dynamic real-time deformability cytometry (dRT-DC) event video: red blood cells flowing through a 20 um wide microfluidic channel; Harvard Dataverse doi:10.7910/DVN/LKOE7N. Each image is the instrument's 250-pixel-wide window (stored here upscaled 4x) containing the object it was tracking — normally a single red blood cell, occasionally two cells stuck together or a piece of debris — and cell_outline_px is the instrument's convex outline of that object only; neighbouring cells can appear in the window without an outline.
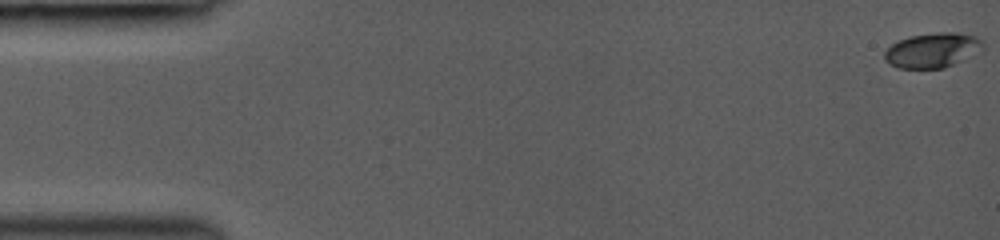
{"species": "common noctule bat (a hibernating species)", "species_latin": "Nyctalus noctula", "temperature_condition": "room temperature", "stored_images_in_passage": 46, "camera_frame_rate_fps": 3000, "um_per_image_px": 0.085, "animal": {"sex": "female", "body_mass_g": 19.0, "forearm_length_mm": 53.3}, "frame": {"image": 1, "passage_image": 1, "time_ms": 0.0, "image_size_px": [1000, 240], "cell_outline_px": [[984, 48], [944, 68], [896, 68], [888, 64], [884, 60], [884, 52], [896, 40], [912, 36], [940, 32], [960, 32], [976, 36], [984, 40]], "centroid_in_image_um": [79.24, 4.26], "position_along_channel_um": 5.8, "area_um2": 19.94}}
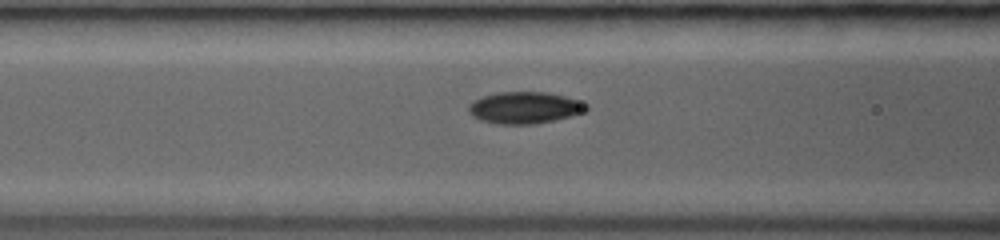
{"frame": {"image": 2, "passage_image": 20, "time_ms": 6.333, "image_size_px": [1000, 240], "cell_outline_px": [[588, 108], [584, 112], [556, 120], [536, 124], [496, 124], [480, 120], [472, 116], [468, 112], [468, 104], [472, 100], [496, 92], [548, 92], [564, 96], [588, 104]], "centroid_in_image_um": [44.56, 9.16], "position_along_channel_um": 122.0, "area_um2": 21.96}}
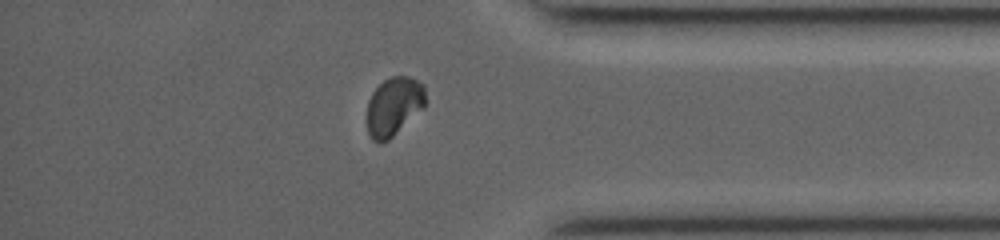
{"frame": {"image": 3, "passage_image": 40, "time_ms": 13.0, "image_size_px": [1000, 240], "cell_outline_px": [[424, 108], [388, 140], [380, 144], [372, 140], [368, 132], [368, 100], [372, 92], [384, 80], [392, 76], [408, 76], [424, 84]], "centroid_in_image_um": [33.47, 9.04], "position_along_channel_um": 401.7, "area_um2": 19.83}, "authors_computed_cell_mechanics": {"area_um2": 20.7791, "velocity_mm_per_s": 4.2698, "shape_relaxation_time_tau1_ms": 5.1743, "shape_relaxation_time_tau2_ms": null, "deformation_change_tau1": 0.1558, "deformation_change_tau2": null}}